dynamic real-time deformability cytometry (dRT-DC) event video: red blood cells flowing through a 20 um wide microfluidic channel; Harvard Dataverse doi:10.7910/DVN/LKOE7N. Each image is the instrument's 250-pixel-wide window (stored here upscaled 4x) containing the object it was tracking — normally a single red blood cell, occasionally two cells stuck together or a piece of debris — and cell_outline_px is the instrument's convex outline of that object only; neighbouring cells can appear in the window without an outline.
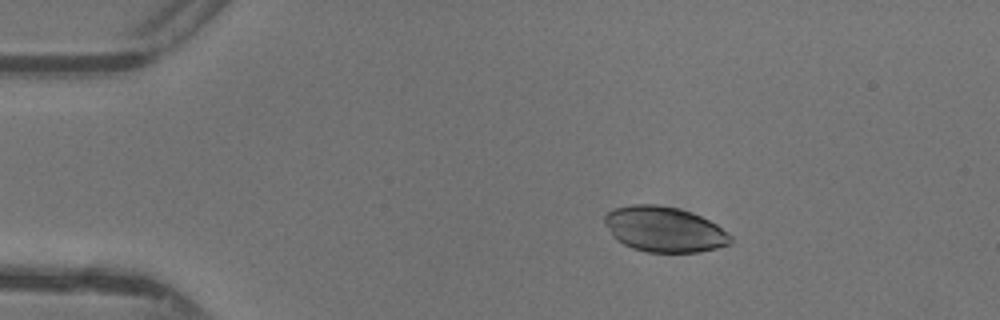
{"species": "common noctule bat (a hibernating species)", "species_latin": "Nyctalus noctula", "temperature_condition": "warm", "stored_images_in_passage": 46, "camera_frame_rate_fps": 3000, "um_per_image_px": 0.085, "animal": {"sex": "female"}, "frame": {"image": 1, "passage_image": 8, "time_ms": 2.333, "image_size_px": [1000, 320], "cell_outline_px": [[732, 240], [728, 244], [716, 248], [700, 252], [644, 252], [632, 248], [616, 240], [612, 236], [604, 224], [604, 216], [612, 208], [632, 204], [656, 204], [676, 208], [700, 216], [716, 224], [732, 236]], "centroid_in_image_um": [56.41, 19.49], "position_along_channel_um": 28.6, "area_um2": 33.29}}
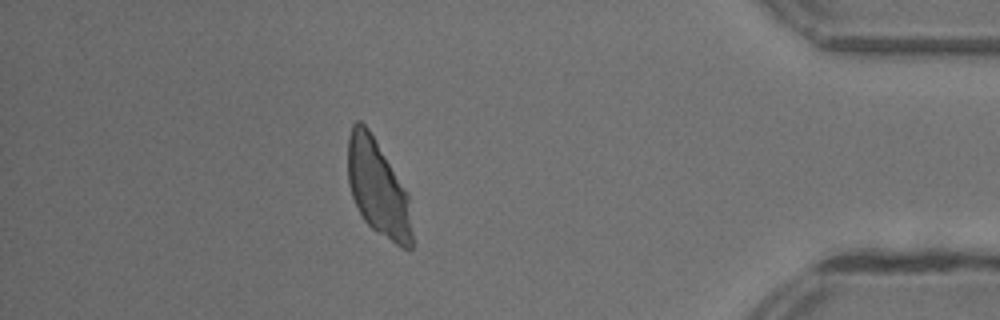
{"frame": {"image": 2, "passage_image": 41, "time_ms": 13.333, "image_size_px": [1000, 320], "cell_outline_px": [[412, 248], [408, 252], [400, 248], [376, 232], [364, 220], [352, 196], [348, 184], [348, 136], [352, 124], [356, 120], [360, 120], [368, 128], [408, 192], [412, 232]], "centroid_in_image_um": [32.13, 16.02], "position_along_channel_um": 403.1, "area_um2": 36.13}}